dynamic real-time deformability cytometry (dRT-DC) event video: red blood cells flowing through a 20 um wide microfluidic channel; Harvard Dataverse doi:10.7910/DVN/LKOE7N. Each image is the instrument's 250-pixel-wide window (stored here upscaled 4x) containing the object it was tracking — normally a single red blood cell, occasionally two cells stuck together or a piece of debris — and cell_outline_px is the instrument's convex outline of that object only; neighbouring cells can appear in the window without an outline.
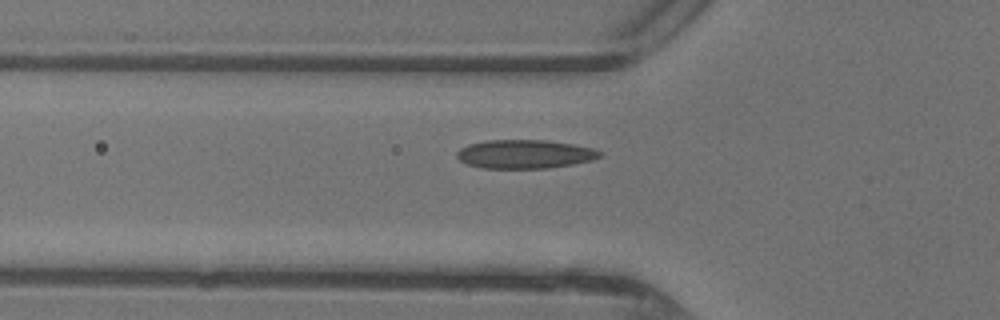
{"species": "common noctule bat (a hibernating species)", "species_latin": "Nyctalus noctula", "temperature_condition": "warm", "stored_images_in_passage": 36, "camera_frame_rate_fps": 3000, "um_per_image_px": 0.085, "animal": {"sex": "female"}, "frame": {"image": 1, "passage_image": 5, "time_ms": 1.333, "image_size_px": [1000, 320], "cell_outline_px": [[600, 156], [592, 160], [572, 164], [548, 168], [480, 168], [468, 164], [460, 160], [456, 156], [456, 152], [460, 148], [468, 144], [488, 140], [548, 140], [572, 144], [592, 148], [600, 152]], "centroid_in_image_um": [44.56, 13.1], "position_along_channel_um": 81.2, "area_um2": 23.81}}
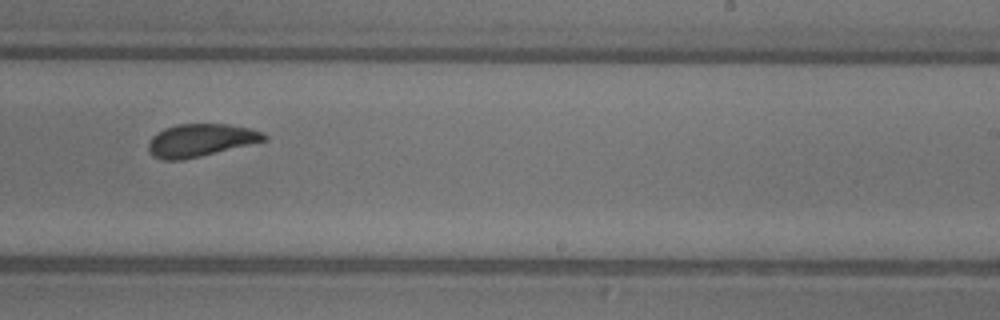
{"frame": {"image": 2, "passage_image": 18, "time_ms": 5.667, "image_size_px": [1000, 320], "cell_outline_px": [[268, 140], [184, 160], [164, 160], [152, 156], [148, 152], [148, 144], [152, 136], [156, 132], [164, 128], [176, 124], [228, 124], [252, 128], [264, 132], [268, 136]], "centroid_in_image_um": [17.06, 11.92], "position_along_channel_um": 271.9, "area_um2": 22.37}}
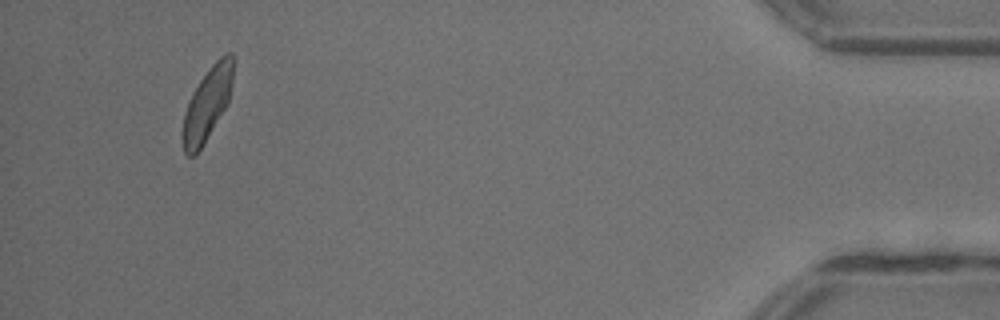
{"frame": {"image": 3, "passage_image": 33, "time_ms": 10.667, "image_size_px": [1000, 320], "cell_outline_px": [[232, 80], [228, 104], [204, 144], [196, 156], [188, 156], [184, 152], [180, 136], [180, 132], [184, 112], [188, 100], [192, 92], [200, 80], [212, 64], [224, 52], [232, 52]], "centroid_in_image_um": [17.56, 8.9], "position_along_channel_um": 417.6, "area_um2": 21.85}, "authors_computed_cell_mechanics": {"area_um2": 22.5998, "velocity_mm_per_s": 4.393, "shape_relaxation_time_tau1_ms": 3.8203, "shape_relaxation_time_tau2_ms": 1.4941, "deformation_change_tau1": 0.1258, "deformation_change_tau2": 0.0752}}